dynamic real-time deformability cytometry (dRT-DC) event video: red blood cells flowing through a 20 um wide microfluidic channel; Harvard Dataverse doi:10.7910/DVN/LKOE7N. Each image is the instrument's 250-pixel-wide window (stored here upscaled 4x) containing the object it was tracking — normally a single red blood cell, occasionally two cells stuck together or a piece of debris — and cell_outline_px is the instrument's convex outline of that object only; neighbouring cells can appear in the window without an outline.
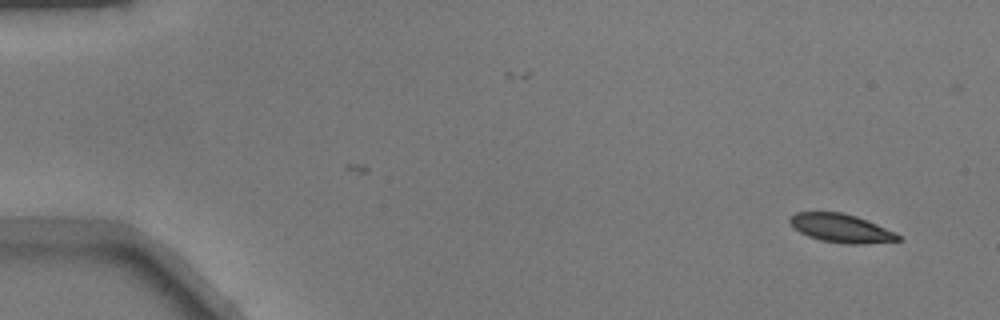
{"species": "common noctule bat (a hibernating species)", "species_latin": "Nyctalus noctula", "temperature_condition": "warm", "stored_images_in_passage": 49, "camera_frame_rate_fps": 3000, "um_per_image_px": 0.085, "animal": {"sex": "male", "body_mass_g": 17.9}, "frame": {"image": 1, "passage_image": 1, "time_ms": 0.0, "image_size_px": [1000, 320], "cell_outline_px": [[904, 240], [864, 244], [844, 244], [820, 240], [808, 236], [800, 232], [788, 220], [796, 212], [840, 212], [856, 216], [896, 232]], "centroid_in_image_um": [71.54, 19.41], "position_along_channel_um": 13.5, "area_um2": 17.92}}
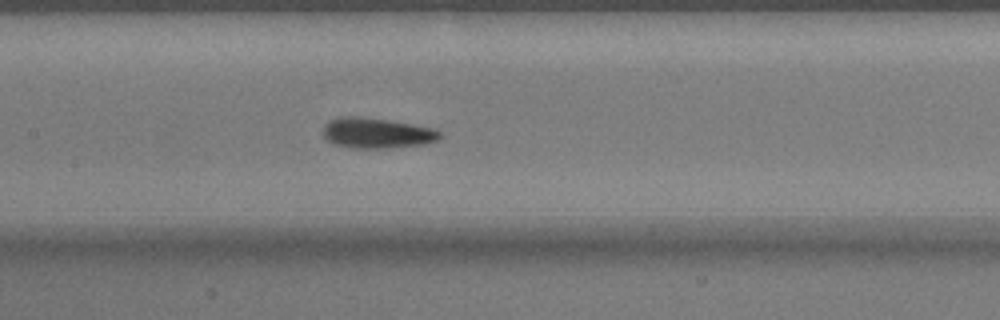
{"frame": {"image": 2, "passage_image": 23, "time_ms": 7.333, "image_size_px": [1000, 320], "cell_outline_px": [[440, 136], [436, 140], [424, 144], [388, 148], [352, 148], [332, 144], [324, 136], [324, 124], [340, 116], [360, 116], [388, 120], [412, 124], [432, 128], [440, 132]], "centroid_in_image_um": [31.99, 11.31], "position_along_channel_um": 175.4, "area_um2": 20.58}}
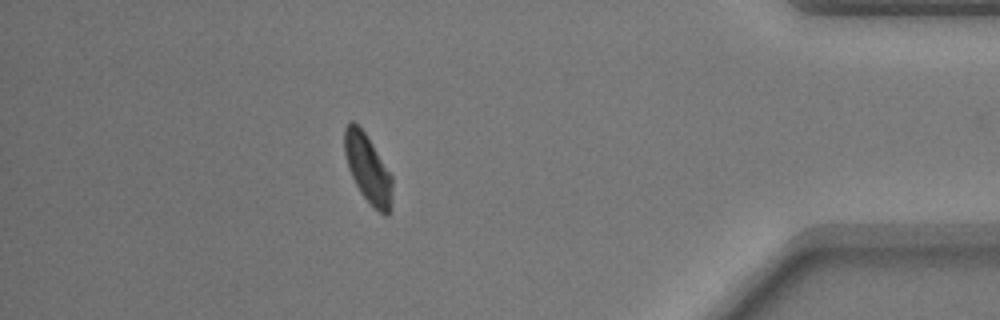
{"frame": {"image": 3, "passage_image": 43, "time_ms": 14.0, "image_size_px": [1000, 320], "cell_outline_px": [[392, 184], [388, 216], [384, 216], [372, 208], [360, 192], [348, 168], [344, 152], [344, 128], [352, 120], [364, 132], [372, 144], [392, 176]], "centroid_in_image_um": [31.25, 14.36], "position_along_channel_um": 404.0, "area_um2": 18.79}}